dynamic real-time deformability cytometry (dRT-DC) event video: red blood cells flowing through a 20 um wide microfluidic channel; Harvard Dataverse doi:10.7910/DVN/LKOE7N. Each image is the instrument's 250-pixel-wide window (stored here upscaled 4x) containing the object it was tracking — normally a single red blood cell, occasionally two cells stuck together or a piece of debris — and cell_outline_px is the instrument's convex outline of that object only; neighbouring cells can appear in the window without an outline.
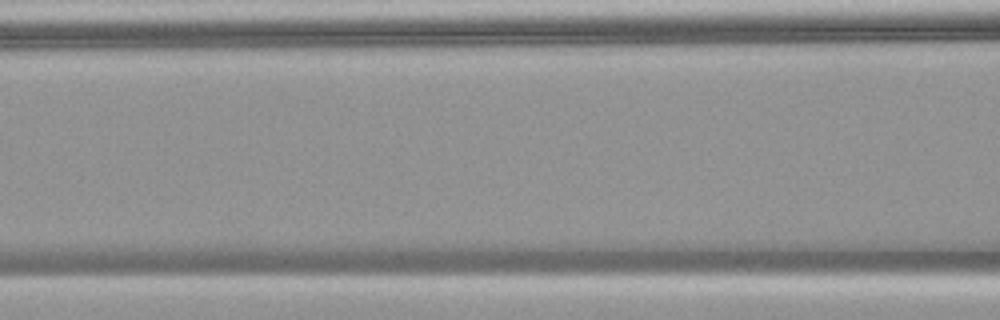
{"species": "common noctule bat (a hibernating species)", "species_latin": "Nyctalus noctula", "temperature_condition": "warm", "stored_images_in_passage": 4, "camera_frame_rate_fps": 3000, "um_per_image_px": 0.085, "animal": {"sex": "female", "body_mass_g": 18.4}, "frame": {"image": 1, "passage_image": 3, "time_ms": 0.667, "image_size_px": [1000, 320], "cell_outline_px": [[588, 252], [564, 264], [508, 268], [428, 268], [372, 256], [364, 252], [368, 248], [396, 232], [540, 232]], "centroid_in_image_um": [40.36, 21.23], "position_along_channel_um": 126.2, "area_um2": 46.88}}